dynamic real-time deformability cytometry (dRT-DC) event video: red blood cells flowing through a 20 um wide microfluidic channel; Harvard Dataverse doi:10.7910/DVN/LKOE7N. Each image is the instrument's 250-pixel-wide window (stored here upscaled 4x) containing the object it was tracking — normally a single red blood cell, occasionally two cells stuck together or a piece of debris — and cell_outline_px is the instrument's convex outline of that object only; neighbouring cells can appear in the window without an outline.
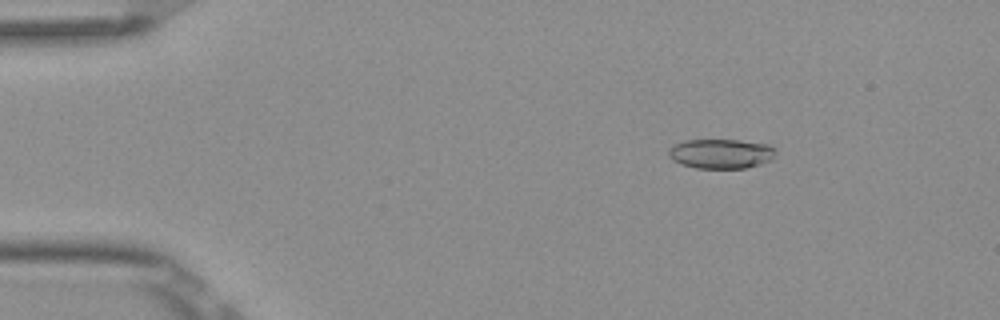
{"species": "Egyptian fruit bat (a non-hibernating species)", "species_latin": "Rousettus aegyptiacus", "temperature_condition": "room temperature", "stored_images_in_passage": 5, "camera_frame_rate_fps": 3000, "um_per_image_px": 0.085, "frame": {"image": 1, "passage_image": 2, "time_ms": 0.333, "image_size_px": [1000, 320], "cell_outline_px": [[776, 152], [772, 160], [760, 164], [744, 168], [696, 168], [680, 164], [672, 160], [668, 156], [668, 152], [672, 144], [684, 140], [740, 140], [768, 144], [776, 148]], "centroid_in_image_um": [61.27, 13.06], "position_along_channel_um": 23.7, "area_um2": 18.73}}
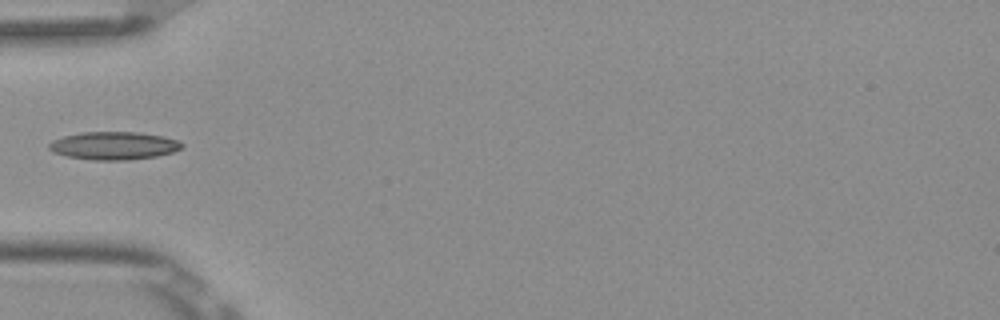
{"frame": {"image": 2, "passage_image": 5, "time_ms": 1.333, "image_size_px": [1000, 320], "cell_outline_px": [[184, 144], [180, 148], [172, 152], [156, 156], [128, 160], [92, 160], [68, 156], [52, 152], [48, 148], [48, 144], [52, 140], [64, 136], [80, 132], [140, 132], [164, 136], [176, 140]], "centroid_in_image_um": [9.65, 12.38], "position_along_channel_um": 75.4, "area_um2": 21.62}}